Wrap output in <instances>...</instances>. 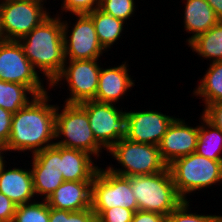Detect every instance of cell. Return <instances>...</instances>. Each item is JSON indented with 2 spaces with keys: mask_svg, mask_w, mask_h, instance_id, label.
Here are the masks:
<instances>
[{
  "mask_svg": "<svg viewBox=\"0 0 222 222\" xmlns=\"http://www.w3.org/2000/svg\"><path fill=\"white\" fill-rule=\"evenodd\" d=\"M48 97L47 93L36 96L27 106L13 113L11 132L6 144L8 151L32 149V154H35L55 144L49 142L56 140V106L47 104Z\"/></svg>",
  "mask_w": 222,
  "mask_h": 222,
  "instance_id": "obj_1",
  "label": "cell"
},
{
  "mask_svg": "<svg viewBox=\"0 0 222 222\" xmlns=\"http://www.w3.org/2000/svg\"><path fill=\"white\" fill-rule=\"evenodd\" d=\"M18 42L33 68H40L51 84L66 63L60 18L48 16Z\"/></svg>",
  "mask_w": 222,
  "mask_h": 222,
  "instance_id": "obj_2",
  "label": "cell"
},
{
  "mask_svg": "<svg viewBox=\"0 0 222 222\" xmlns=\"http://www.w3.org/2000/svg\"><path fill=\"white\" fill-rule=\"evenodd\" d=\"M127 178L140 211L167 217L183 201L176 191L169 167L160 173Z\"/></svg>",
  "mask_w": 222,
  "mask_h": 222,
  "instance_id": "obj_3",
  "label": "cell"
},
{
  "mask_svg": "<svg viewBox=\"0 0 222 222\" xmlns=\"http://www.w3.org/2000/svg\"><path fill=\"white\" fill-rule=\"evenodd\" d=\"M168 167L183 200H187L186 194L222 180V160H211L196 152L175 159Z\"/></svg>",
  "mask_w": 222,
  "mask_h": 222,
  "instance_id": "obj_4",
  "label": "cell"
},
{
  "mask_svg": "<svg viewBox=\"0 0 222 222\" xmlns=\"http://www.w3.org/2000/svg\"><path fill=\"white\" fill-rule=\"evenodd\" d=\"M64 106L61 113L56 107L55 138L63 135L66 139L55 144L99 156L98 153L103 147L93 135L86 110L80 104L66 103Z\"/></svg>",
  "mask_w": 222,
  "mask_h": 222,
  "instance_id": "obj_5",
  "label": "cell"
},
{
  "mask_svg": "<svg viewBox=\"0 0 222 222\" xmlns=\"http://www.w3.org/2000/svg\"><path fill=\"white\" fill-rule=\"evenodd\" d=\"M108 151L122 164L125 170H115L113 167L107 169L120 176L151 175L160 173L168 167L162 160L156 145L143 144L122 138Z\"/></svg>",
  "mask_w": 222,
  "mask_h": 222,
  "instance_id": "obj_6",
  "label": "cell"
},
{
  "mask_svg": "<svg viewBox=\"0 0 222 222\" xmlns=\"http://www.w3.org/2000/svg\"><path fill=\"white\" fill-rule=\"evenodd\" d=\"M43 0H12L2 2L0 22L3 40L18 41L37 27L49 15Z\"/></svg>",
  "mask_w": 222,
  "mask_h": 222,
  "instance_id": "obj_7",
  "label": "cell"
},
{
  "mask_svg": "<svg viewBox=\"0 0 222 222\" xmlns=\"http://www.w3.org/2000/svg\"><path fill=\"white\" fill-rule=\"evenodd\" d=\"M123 207L136 212L137 200L127 177L98 169L92 182L91 209Z\"/></svg>",
  "mask_w": 222,
  "mask_h": 222,
  "instance_id": "obj_8",
  "label": "cell"
},
{
  "mask_svg": "<svg viewBox=\"0 0 222 222\" xmlns=\"http://www.w3.org/2000/svg\"><path fill=\"white\" fill-rule=\"evenodd\" d=\"M86 110L90 128L96 141L110 149L127 134V114L116 109L111 103L89 100L80 103Z\"/></svg>",
  "mask_w": 222,
  "mask_h": 222,
  "instance_id": "obj_9",
  "label": "cell"
},
{
  "mask_svg": "<svg viewBox=\"0 0 222 222\" xmlns=\"http://www.w3.org/2000/svg\"><path fill=\"white\" fill-rule=\"evenodd\" d=\"M0 80L25 85L37 96L48 93L22 46L15 40L0 41Z\"/></svg>",
  "mask_w": 222,
  "mask_h": 222,
  "instance_id": "obj_10",
  "label": "cell"
},
{
  "mask_svg": "<svg viewBox=\"0 0 222 222\" xmlns=\"http://www.w3.org/2000/svg\"><path fill=\"white\" fill-rule=\"evenodd\" d=\"M97 60H69V66H63L61 73L49 84V87L55 86L65 77L71 91V97L65 101L66 103L80 104L85 101L94 100L98 89L101 69L97 65Z\"/></svg>",
  "mask_w": 222,
  "mask_h": 222,
  "instance_id": "obj_11",
  "label": "cell"
},
{
  "mask_svg": "<svg viewBox=\"0 0 222 222\" xmlns=\"http://www.w3.org/2000/svg\"><path fill=\"white\" fill-rule=\"evenodd\" d=\"M79 18L67 37L68 23L62 22L65 60L98 59L104 48L99 43L95 26L87 14L76 15ZM103 50V51H102Z\"/></svg>",
  "mask_w": 222,
  "mask_h": 222,
  "instance_id": "obj_12",
  "label": "cell"
},
{
  "mask_svg": "<svg viewBox=\"0 0 222 222\" xmlns=\"http://www.w3.org/2000/svg\"><path fill=\"white\" fill-rule=\"evenodd\" d=\"M127 139L158 146L167 128L175 119L158 111L126 112Z\"/></svg>",
  "mask_w": 222,
  "mask_h": 222,
  "instance_id": "obj_13",
  "label": "cell"
},
{
  "mask_svg": "<svg viewBox=\"0 0 222 222\" xmlns=\"http://www.w3.org/2000/svg\"><path fill=\"white\" fill-rule=\"evenodd\" d=\"M32 176L35 194L45 195L46 200L63 182L59 171V145L33 154Z\"/></svg>",
  "mask_w": 222,
  "mask_h": 222,
  "instance_id": "obj_14",
  "label": "cell"
},
{
  "mask_svg": "<svg viewBox=\"0 0 222 222\" xmlns=\"http://www.w3.org/2000/svg\"><path fill=\"white\" fill-rule=\"evenodd\" d=\"M198 126L193 128L181 119H174L158 144L162 160L170 165L175 159L196 151Z\"/></svg>",
  "mask_w": 222,
  "mask_h": 222,
  "instance_id": "obj_15",
  "label": "cell"
},
{
  "mask_svg": "<svg viewBox=\"0 0 222 222\" xmlns=\"http://www.w3.org/2000/svg\"><path fill=\"white\" fill-rule=\"evenodd\" d=\"M93 181H64L47 199L51 208L70 212L91 208Z\"/></svg>",
  "mask_w": 222,
  "mask_h": 222,
  "instance_id": "obj_16",
  "label": "cell"
},
{
  "mask_svg": "<svg viewBox=\"0 0 222 222\" xmlns=\"http://www.w3.org/2000/svg\"><path fill=\"white\" fill-rule=\"evenodd\" d=\"M90 156L82 150L59 146V171L64 181H93L98 166H95Z\"/></svg>",
  "mask_w": 222,
  "mask_h": 222,
  "instance_id": "obj_17",
  "label": "cell"
},
{
  "mask_svg": "<svg viewBox=\"0 0 222 222\" xmlns=\"http://www.w3.org/2000/svg\"><path fill=\"white\" fill-rule=\"evenodd\" d=\"M5 169L4 165L0 167V192L16 205L29 203L35 195L31 169Z\"/></svg>",
  "mask_w": 222,
  "mask_h": 222,
  "instance_id": "obj_18",
  "label": "cell"
},
{
  "mask_svg": "<svg viewBox=\"0 0 222 222\" xmlns=\"http://www.w3.org/2000/svg\"><path fill=\"white\" fill-rule=\"evenodd\" d=\"M134 85L125 64L109 69H100L95 101L102 103L117 102Z\"/></svg>",
  "mask_w": 222,
  "mask_h": 222,
  "instance_id": "obj_19",
  "label": "cell"
},
{
  "mask_svg": "<svg viewBox=\"0 0 222 222\" xmlns=\"http://www.w3.org/2000/svg\"><path fill=\"white\" fill-rule=\"evenodd\" d=\"M186 6L184 11V27L190 33L194 35L188 39L190 42L193 38L202 34L220 20L216 17L214 10L207 3L206 0H186Z\"/></svg>",
  "mask_w": 222,
  "mask_h": 222,
  "instance_id": "obj_20",
  "label": "cell"
},
{
  "mask_svg": "<svg viewBox=\"0 0 222 222\" xmlns=\"http://www.w3.org/2000/svg\"><path fill=\"white\" fill-rule=\"evenodd\" d=\"M189 46L202 57L212 58L213 62L222 61V21L193 38Z\"/></svg>",
  "mask_w": 222,
  "mask_h": 222,
  "instance_id": "obj_21",
  "label": "cell"
},
{
  "mask_svg": "<svg viewBox=\"0 0 222 222\" xmlns=\"http://www.w3.org/2000/svg\"><path fill=\"white\" fill-rule=\"evenodd\" d=\"M93 21L99 43L104 49L113 45L123 31V21L106 14L99 8L87 14Z\"/></svg>",
  "mask_w": 222,
  "mask_h": 222,
  "instance_id": "obj_22",
  "label": "cell"
},
{
  "mask_svg": "<svg viewBox=\"0 0 222 222\" xmlns=\"http://www.w3.org/2000/svg\"><path fill=\"white\" fill-rule=\"evenodd\" d=\"M204 125L198 126L196 153L211 160H222V130L209 123L203 116ZM209 129L211 130H208ZM207 130H206V129Z\"/></svg>",
  "mask_w": 222,
  "mask_h": 222,
  "instance_id": "obj_23",
  "label": "cell"
},
{
  "mask_svg": "<svg viewBox=\"0 0 222 222\" xmlns=\"http://www.w3.org/2000/svg\"><path fill=\"white\" fill-rule=\"evenodd\" d=\"M27 93L31 94L33 98L37 96L25 85L0 80V107L11 113H16L31 102L28 100Z\"/></svg>",
  "mask_w": 222,
  "mask_h": 222,
  "instance_id": "obj_24",
  "label": "cell"
},
{
  "mask_svg": "<svg viewBox=\"0 0 222 222\" xmlns=\"http://www.w3.org/2000/svg\"><path fill=\"white\" fill-rule=\"evenodd\" d=\"M194 94L204 97L205 104L222 102V61L212 62Z\"/></svg>",
  "mask_w": 222,
  "mask_h": 222,
  "instance_id": "obj_25",
  "label": "cell"
},
{
  "mask_svg": "<svg viewBox=\"0 0 222 222\" xmlns=\"http://www.w3.org/2000/svg\"><path fill=\"white\" fill-rule=\"evenodd\" d=\"M12 222H49L47 201L17 205Z\"/></svg>",
  "mask_w": 222,
  "mask_h": 222,
  "instance_id": "obj_26",
  "label": "cell"
},
{
  "mask_svg": "<svg viewBox=\"0 0 222 222\" xmlns=\"http://www.w3.org/2000/svg\"><path fill=\"white\" fill-rule=\"evenodd\" d=\"M189 201L183 200L167 217L166 222H222V216L186 213Z\"/></svg>",
  "mask_w": 222,
  "mask_h": 222,
  "instance_id": "obj_27",
  "label": "cell"
},
{
  "mask_svg": "<svg viewBox=\"0 0 222 222\" xmlns=\"http://www.w3.org/2000/svg\"><path fill=\"white\" fill-rule=\"evenodd\" d=\"M49 222H97V217L91 208L70 212L49 207Z\"/></svg>",
  "mask_w": 222,
  "mask_h": 222,
  "instance_id": "obj_28",
  "label": "cell"
},
{
  "mask_svg": "<svg viewBox=\"0 0 222 222\" xmlns=\"http://www.w3.org/2000/svg\"><path fill=\"white\" fill-rule=\"evenodd\" d=\"M134 0H100L99 9L125 22L134 12Z\"/></svg>",
  "mask_w": 222,
  "mask_h": 222,
  "instance_id": "obj_29",
  "label": "cell"
},
{
  "mask_svg": "<svg viewBox=\"0 0 222 222\" xmlns=\"http://www.w3.org/2000/svg\"><path fill=\"white\" fill-rule=\"evenodd\" d=\"M97 217V222H131L134 211L123 207L110 209H92Z\"/></svg>",
  "mask_w": 222,
  "mask_h": 222,
  "instance_id": "obj_30",
  "label": "cell"
},
{
  "mask_svg": "<svg viewBox=\"0 0 222 222\" xmlns=\"http://www.w3.org/2000/svg\"><path fill=\"white\" fill-rule=\"evenodd\" d=\"M62 10L75 15L89 14L99 8L100 0H63ZM95 5V6H94Z\"/></svg>",
  "mask_w": 222,
  "mask_h": 222,
  "instance_id": "obj_31",
  "label": "cell"
},
{
  "mask_svg": "<svg viewBox=\"0 0 222 222\" xmlns=\"http://www.w3.org/2000/svg\"><path fill=\"white\" fill-rule=\"evenodd\" d=\"M202 115L209 123L222 130V102L205 105Z\"/></svg>",
  "mask_w": 222,
  "mask_h": 222,
  "instance_id": "obj_32",
  "label": "cell"
},
{
  "mask_svg": "<svg viewBox=\"0 0 222 222\" xmlns=\"http://www.w3.org/2000/svg\"><path fill=\"white\" fill-rule=\"evenodd\" d=\"M17 205L0 192V222H12Z\"/></svg>",
  "mask_w": 222,
  "mask_h": 222,
  "instance_id": "obj_33",
  "label": "cell"
},
{
  "mask_svg": "<svg viewBox=\"0 0 222 222\" xmlns=\"http://www.w3.org/2000/svg\"><path fill=\"white\" fill-rule=\"evenodd\" d=\"M12 116L13 113L0 107V142L5 145L11 132Z\"/></svg>",
  "mask_w": 222,
  "mask_h": 222,
  "instance_id": "obj_34",
  "label": "cell"
},
{
  "mask_svg": "<svg viewBox=\"0 0 222 222\" xmlns=\"http://www.w3.org/2000/svg\"><path fill=\"white\" fill-rule=\"evenodd\" d=\"M131 222H166V216L155 212L137 210Z\"/></svg>",
  "mask_w": 222,
  "mask_h": 222,
  "instance_id": "obj_35",
  "label": "cell"
},
{
  "mask_svg": "<svg viewBox=\"0 0 222 222\" xmlns=\"http://www.w3.org/2000/svg\"><path fill=\"white\" fill-rule=\"evenodd\" d=\"M216 14V17L222 21V0H206Z\"/></svg>",
  "mask_w": 222,
  "mask_h": 222,
  "instance_id": "obj_36",
  "label": "cell"
},
{
  "mask_svg": "<svg viewBox=\"0 0 222 222\" xmlns=\"http://www.w3.org/2000/svg\"><path fill=\"white\" fill-rule=\"evenodd\" d=\"M7 151L6 145L3 144L2 142H0V167L5 165V161L3 159V156L1 154H3L2 152Z\"/></svg>",
  "mask_w": 222,
  "mask_h": 222,
  "instance_id": "obj_37",
  "label": "cell"
},
{
  "mask_svg": "<svg viewBox=\"0 0 222 222\" xmlns=\"http://www.w3.org/2000/svg\"><path fill=\"white\" fill-rule=\"evenodd\" d=\"M0 6H1V3H0ZM3 40V34H2V31H1V22H0V41Z\"/></svg>",
  "mask_w": 222,
  "mask_h": 222,
  "instance_id": "obj_38",
  "label": "cell"
}]
</instances>
